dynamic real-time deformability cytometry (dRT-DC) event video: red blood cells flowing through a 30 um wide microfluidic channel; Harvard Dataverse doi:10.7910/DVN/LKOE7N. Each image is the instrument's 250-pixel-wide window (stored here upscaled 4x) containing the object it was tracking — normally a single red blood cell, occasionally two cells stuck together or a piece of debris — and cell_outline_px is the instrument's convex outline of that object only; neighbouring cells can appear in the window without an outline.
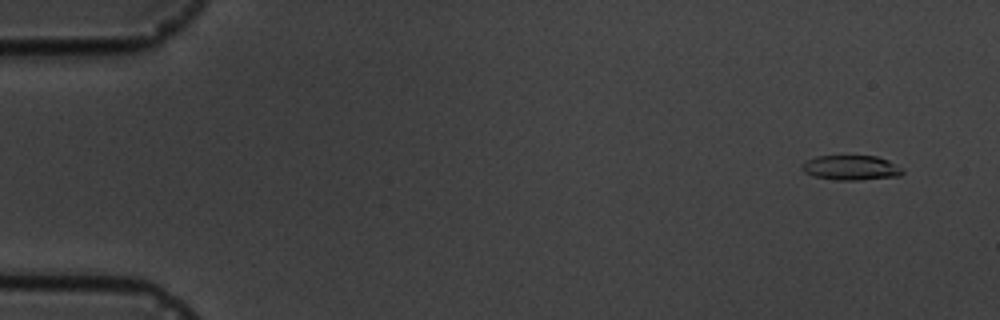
{"species": "common noctule bat (a hibernating species)", "species_latin": "Nyctalus noctula", "temperature_condition": "cold", "stored_images_in_passage": 6, "camera_frame_rate_fps": 3000, "um_per_image_px": 0.085, "animal": {"sex": "male", "body_mass_g": 19.5, "forearm_length_mm": 54.6}, "frame": {"image": 1, "passage_image": 1, "time_ms": 0.0, "image_size_px": [1000, 320], "cell_outline_px": [[904, 172], [900, 176], [860, 180], [836, 180], [812, 176], [804, 172], [800, 168], [800, 164], [816, 156], [876, 156], [888, 160], [900, 168]], "centroid_in_image_um": [72.29, 14.26], "position_along_channel_um": 12.7, "area_um2": 14.57}}
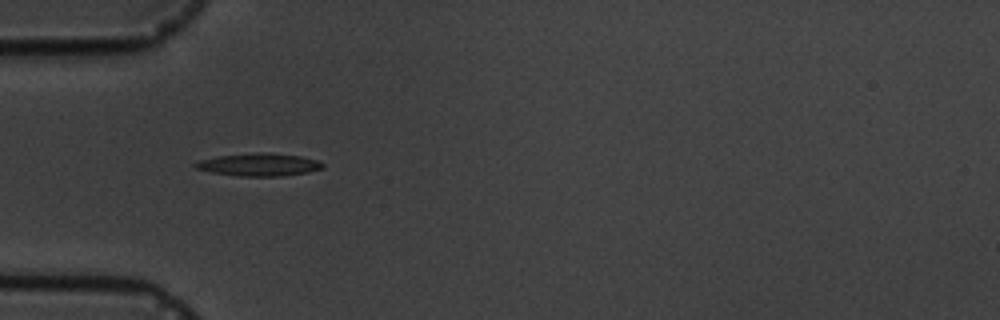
{"frame": {"image": 2, "passage_image": 5, "time_ms": 4.667, "image_size_px": [1000, 320], "cell_outline_px": [[324, 168], [308, 172], [280, 176], [240, 176], [212, 172], [196, 168], [192, 164], [200, 160], [220, 156], [260, 152], [300, 156], [320, 160], [324, 164]], "centroid_in_image_um": [22.06, 14.0], "position_along_channel_um": 62.9, "area_um2": 16.65}}
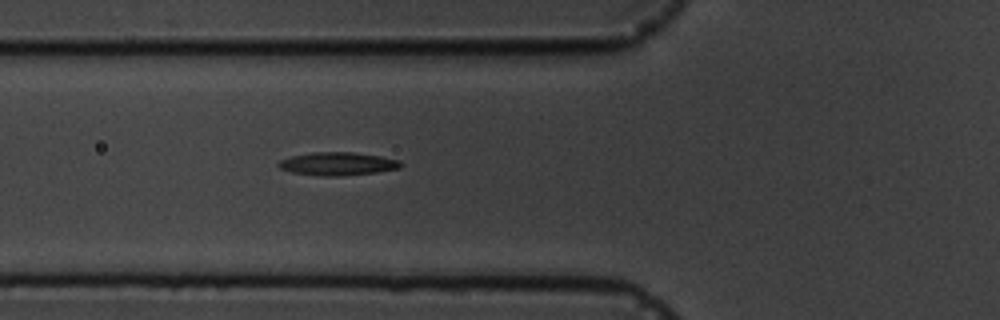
{"frame": {"image": 3, "passage_image": 6, "time_ms": 5.667, "image_size_px": [1000, 320], "cell_outline_px": [[404, 164], [400, 168], [376, 172], [340, 176], [324, 176], [292, 172], [280, 168], [276, 164], [280, 160], [292, 156], [312, 152], [352, 152], [380, 156], [400, 160]], "centroid_in_image_um": [28.72, 13.92], "position_along_channel_um": 97.1, "area_um2": 16.42}}